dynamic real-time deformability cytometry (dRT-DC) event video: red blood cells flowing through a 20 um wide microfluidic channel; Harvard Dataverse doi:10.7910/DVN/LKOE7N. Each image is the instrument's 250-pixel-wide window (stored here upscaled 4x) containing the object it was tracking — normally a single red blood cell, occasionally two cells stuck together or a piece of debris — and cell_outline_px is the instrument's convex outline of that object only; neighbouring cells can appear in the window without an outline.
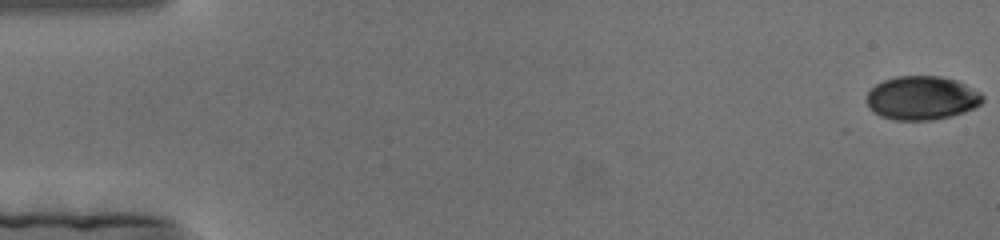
{"species": "human", "species_latin": "Homo sapiens", "temperature_condition": "cold", "stored_images_in_passage": 176, "camera_frame_rate_fps": 3000, "um_per_image_px": 0.085, "donor": {"sex": "female"}, "frame": {"image": 1, "passage_image": 1, "time_ms": 0.0, "image_size_px": [1000, 240], "cell_outline_px": [[984, 100], [980, 104], [964, 112], [952, 116], [932, 120], [896, 120], [880, 116], [868, 108], [864, 100], [864, 96], [876, 84], [884, 80], [896, 76], [940, 76], [956, 80], [980, 92], [984, 96]], "centroid_in_image_um": [78.31, 8.33], "position_along_channel_um": 6.7, "area_um2": 29.82}}
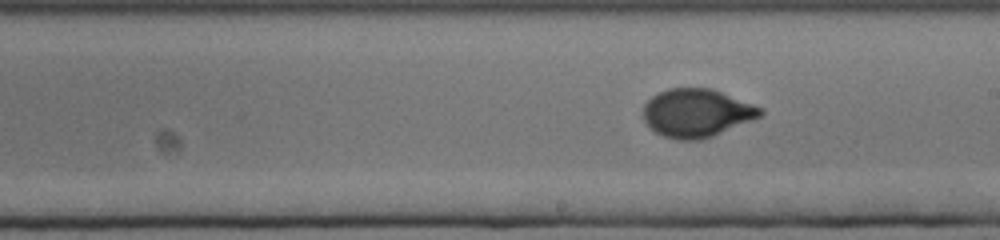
{"frame": {"image": 2, "passage_image": 100, "time_ms": 33.0, "image_size_px": [1000, 240], "cell_outline_px": [[764, 112], [760, 116], [752, 120], [712, 136], [700, 140], [676, 140], [664, 136], [656, 132], [644, 120], [644, 104], [652, 96], [668, 88], [712, 88], [764, 108]], "centroid_in_image_um": [59.23, 9.59], "position_along_channel_um": 229.8, "area_um2": 32.77}}
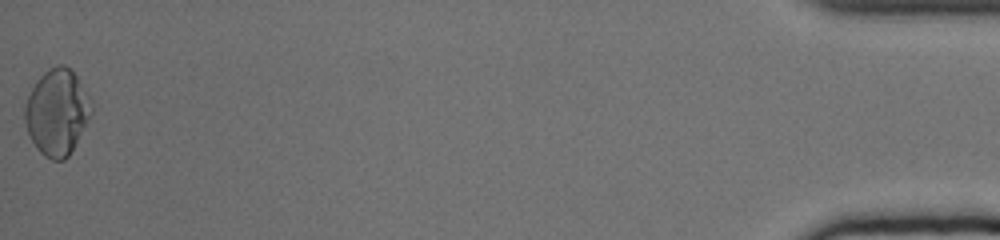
{"frame": {"image": 3, "passage_image": 176, "time_ms": 58.333, "image_size_px": [1000, 240], "cell_outline_px": [[92, 112], [88, 120], [68, 156], [64, 160], [52, 160], [44, 156], [36, 148], [28, 132], [24, 120], [24, 108], [28, 96], [36, 80], [48, 68], [56, 64], [64, 64], [76, 76], [92, 100]], "centroid_in_image_um": [4.84, 9.52], "position_along_channel_um": 430.4, "area_um2": 33.18}}